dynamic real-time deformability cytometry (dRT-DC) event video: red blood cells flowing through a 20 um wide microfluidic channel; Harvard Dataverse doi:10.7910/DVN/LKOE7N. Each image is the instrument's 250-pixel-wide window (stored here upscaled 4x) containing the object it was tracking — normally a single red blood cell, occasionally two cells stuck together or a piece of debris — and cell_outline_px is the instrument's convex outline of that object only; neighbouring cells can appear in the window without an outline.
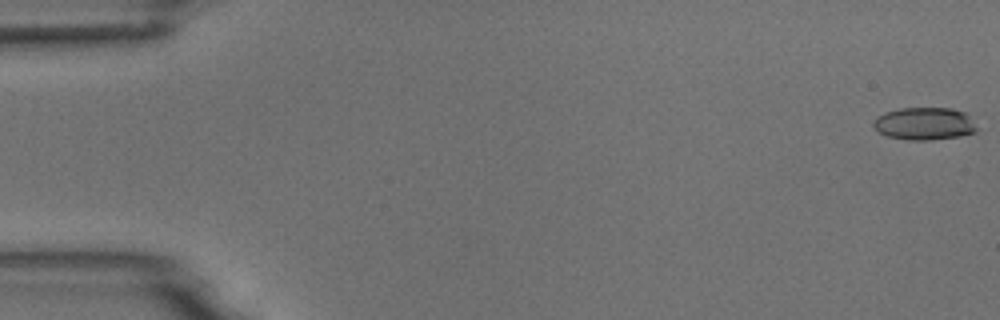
{"species": "common noctule bat (a hibernating species)", "species_latin": "Nyctalus noctula", "temperature_condition": "room temperature", "stored_images_in_passage": 4, "camera_frame_rate_fps": 3000, "um_per_image_px": 0.085, "animal": {"sex": "male", "body_mass_g": 18.8}, "frame": {"image": 1, "passage_image": 1, "time_ms": 0.0, "image_size_px": [1000, 320], "cell_outline_px": [[976, 132], [960, 136], [932, 140], [908, 140], [888, 136], [872, 128], [872, 120], [876, 116], [884, 112], [900, 108], [952, 108], [964, 112], [968, 116], [976, 128]], "centroid_in_image_um": [78.51, 10.51], "position_along_channel_um": 6.5, "area_um2": 19.71}}